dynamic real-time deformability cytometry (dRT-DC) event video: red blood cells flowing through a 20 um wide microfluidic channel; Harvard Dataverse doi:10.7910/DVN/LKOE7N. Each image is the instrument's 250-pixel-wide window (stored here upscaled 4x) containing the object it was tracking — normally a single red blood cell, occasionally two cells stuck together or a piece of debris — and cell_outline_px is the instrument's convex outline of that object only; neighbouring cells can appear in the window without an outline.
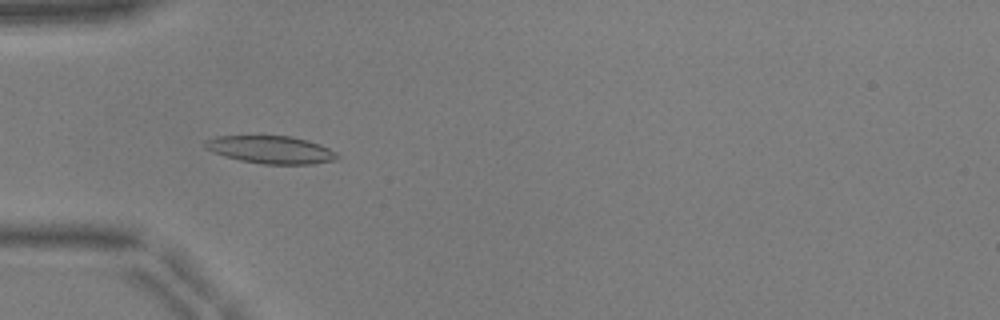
{"species": "common noctule bat (a hibernating species)", "species_latin": "Nyctalus noctula", "temperature_condition": "warm", "stored_images_in_passage": 17, "camera_frame_rate_fps": 3000, "um_per_image_px": 0.085, "animal": {"sex": "male", "body_mass_g": 17.9, "forearm_length_mm": 54.2}, "frame": {"image": 1, "passage_image": 1, "time_ms": 0.0, "image_size_px": [1000, 320], "cell_outline_px": [[340, 156], [336, 160], [312, 164], [264, 164], [240, 160], [224, 156], [212, 152], [204, 148], [204, 140], [216, 136], [292, 136], [308, 140], [320, 144], [336, 152]], "centroid_in_image_um": [23.01, 12.72], "position_along_channel_um": 62.0, "area_um2": 21.44}}
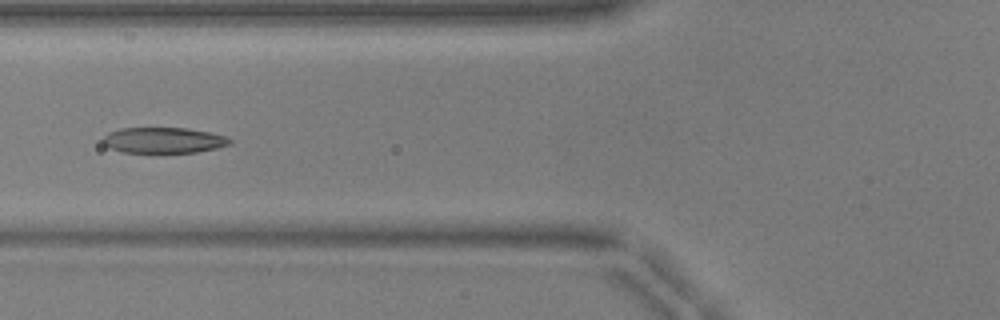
{"frame": {"image": 2, "passage_image": 5, "time_ms": 1.333, "image_size_px": [1000, 320], "cell_outline_px": [[232, 144], [216, 148], [196, 152], [124, 152], [112, 148], [104, 144], [104, 136], [108, 132], [120, 128], [184, 128], [208, 132], [224, 136], [232, 140]], "centroid_in_image_um": [13.91, 11.91], "position_along_channel_um": 111.9, "area_um2": 18.73}}
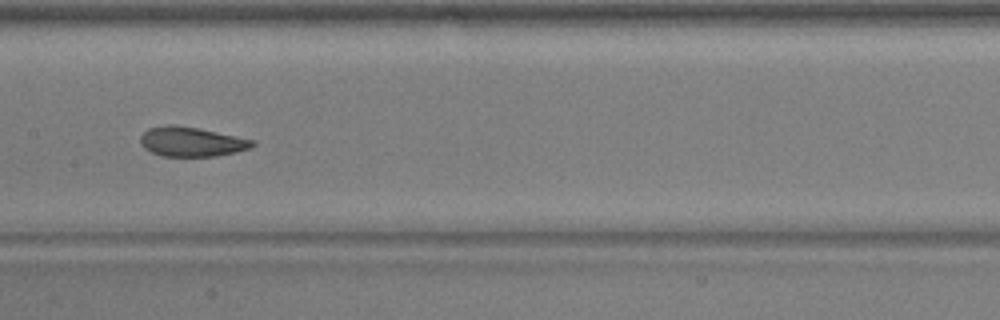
{"frame": {"image": 3, "passage_image": 11, "time_ms": 3.333, "image_size_px": [1000, 320], "cell_outline_px": [[256, 144], [252, 148], [236, 152], [216, 156], [160, 156], [144, 148], [140, 144], [140, 136], [148, 128], [172, 124], [196, 128], [256, 140]], "centroid_in_image_um": [16.29, 12.05], "position_along_channel_um": 191.1, "area_um2": 19.31}}